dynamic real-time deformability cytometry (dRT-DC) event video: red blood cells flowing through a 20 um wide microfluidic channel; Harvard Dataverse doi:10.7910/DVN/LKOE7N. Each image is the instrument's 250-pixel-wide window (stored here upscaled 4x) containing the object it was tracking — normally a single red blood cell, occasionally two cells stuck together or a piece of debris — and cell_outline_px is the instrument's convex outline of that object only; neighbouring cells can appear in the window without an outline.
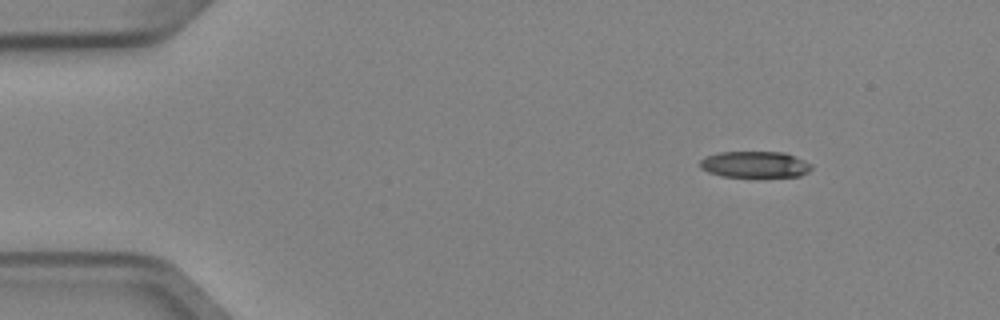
{"species": "Egyptian fruit bat (a non-hibernating species)", "species_latin": "Rousettus aegyptiacus", "temperature_condition": "cold", "stored_images_in_passage": 4, "camera_frame_rate_fps": 3000, "um_per_image_px": 0.085, "animal": {"sex": "female"}, "frame": {"image": 1, "passage_image": 1, "time_ms": 0.0, "image_size_px": [1000, 320], "cell_outline_px": [[812, 168], [808, 172], [800, 176], [720, 176], [708, 172], [700, 168], [700, 160], [704, 156], [720, 152], [784, 152], [804, 160], [812, 164]], "centroid_in_image_um": [64.14, 13.97], "position_along_channel_um": 20.9, "area_um2": 17.05}}